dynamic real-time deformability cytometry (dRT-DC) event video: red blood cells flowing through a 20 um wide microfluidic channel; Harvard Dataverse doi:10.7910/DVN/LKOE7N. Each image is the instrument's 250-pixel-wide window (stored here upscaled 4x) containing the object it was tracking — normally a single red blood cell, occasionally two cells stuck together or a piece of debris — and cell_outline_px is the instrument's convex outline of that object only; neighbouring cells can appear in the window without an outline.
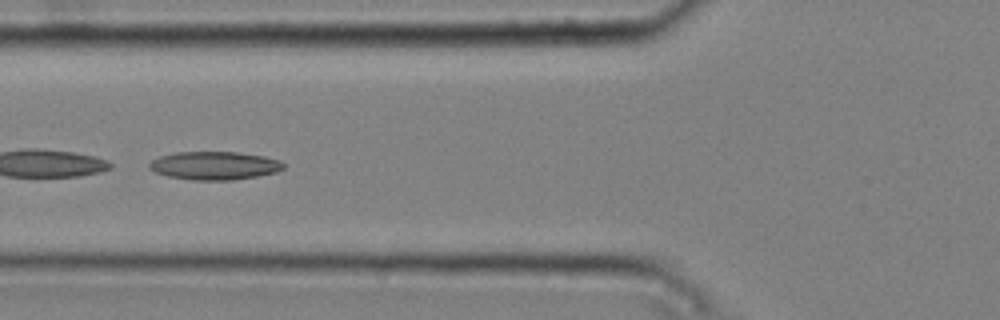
{"species": "common noctule bat (a hibernating species)", "species_latin": "Nyctalus noctula", "temperature_condition": "cold", "stored_images_in_passage": 9, "camera_frame_rate_fps": 3000, "um_per_image_px": 0.085, "animal": {"sex": "male", "body_mass_g": 20.4}, "frame": {"image": 1, "passage_image": 6, "time_ms": 1.667, "image_size_px": [1000, 320], "cell_outline_px": [[284, 168], [276, 172], [256, 176], [232, 180], [192, 180], [168, 176], [156, 172], [148, 168], [148, 164], [152, 160], [160, 156], [176, 152], [236, 152], [264, 156], [280, 160], [284, 164]], "centroid_in_image_um": [18.22, 14.07], "position_along_channel_um": 107.6, "area_um2": 22.02}}
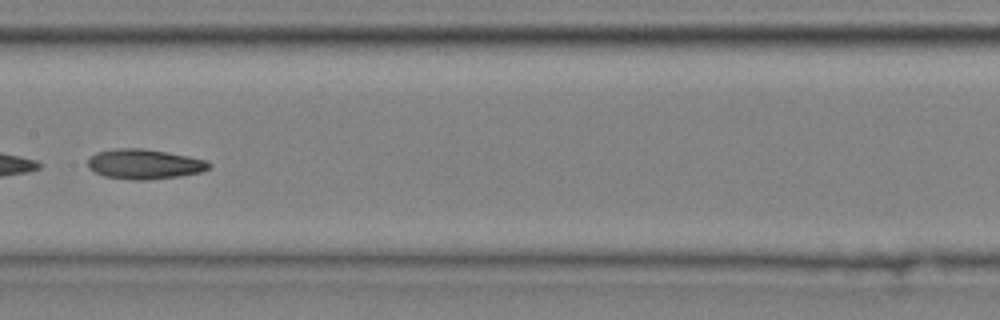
{"frame": {"image": 2, "passage_image": 8, "time_ms": 2.333, "image_size_px": [1000, 320], "cell_outline_px": [[212, 164], [208, 168], [200, 172], [180, 176], [148, 180], [132, 180], [104, 176], [88, 168], [88, 156], [96, 152], [120, 148], [144, 148], [188, 156], [208, 160]], "centroid_in_image_um": [12.26, 13.95], "position_along_channel_um": 195.1, "area_um2": 21.21}}
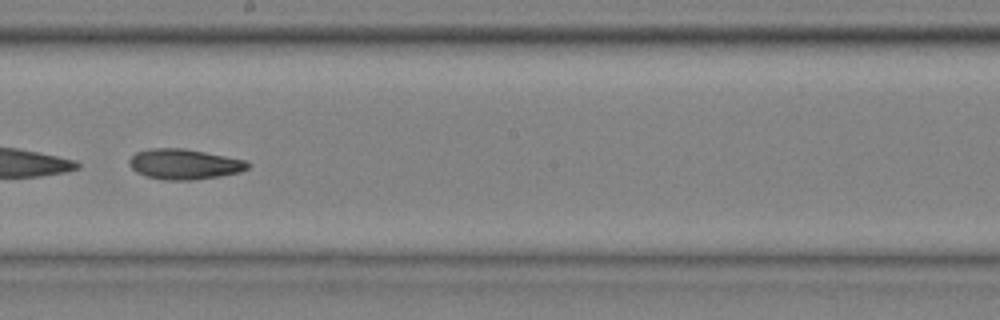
{"frame": {"image": 3, "passage_image": 9, "time_ms": 2.667, "image_size_px": [1000, 320], "cell_outline_px": [[248, 168], [240, 172], [220, 176], [192, 180], [164, 180], [144, 176], [136, 172], [128, 164], [128, 160], [136, 152], [148, 148], [184, 148], [244, 160], [248, 164]], "centroid_in_image_um": [15.59, 13.96], "position_along_channel_um": 232.6, "area_um2": 20.92}}